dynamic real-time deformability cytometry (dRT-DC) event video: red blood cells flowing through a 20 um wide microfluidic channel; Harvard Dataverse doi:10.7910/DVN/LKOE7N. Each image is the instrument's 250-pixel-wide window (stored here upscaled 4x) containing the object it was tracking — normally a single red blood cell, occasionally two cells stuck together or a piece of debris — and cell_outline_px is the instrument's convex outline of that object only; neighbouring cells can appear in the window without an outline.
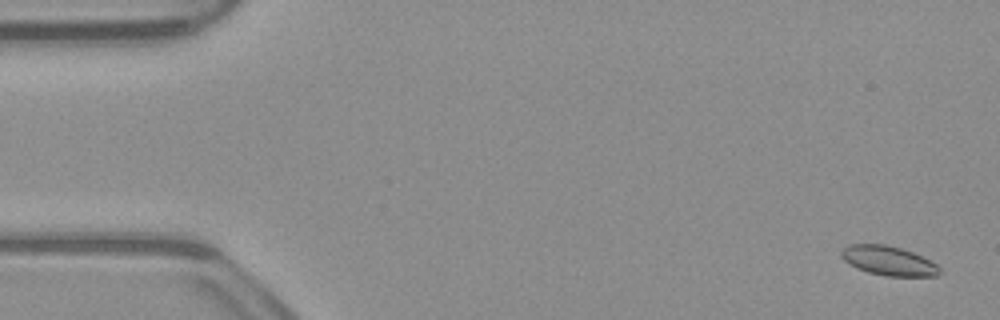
{"species": "common noctule bat (a hibernating species)", "species_latin": "Nyctalus noctula", "temperature_condition": "warm", "stored_images_in_passage": 53, "camera_frame_rate_fps": 3000, "um_per_image_px": 0.085, "animal": {"sex": "male", "body_mass_g": 23.1, "forearm_length_mm": 52.7}, "frame": {"image": 1, "passage_image": 2, "time_ms": 0.333, "image_size_px": [1000, 320], "cell_outline_px": [[940, 272], [936, 276], [888, 276], [868, 272], [856, 268], [848, 264], [840, 256], [840, 252], [848, 244], [884, 244], [900, 248], [912, 252], [936, 264], [940, 268]], "centroid_in_image_um": [75.47, 22.16], "position_along_channel_um": 9.5, "area_um2": 16.7}}
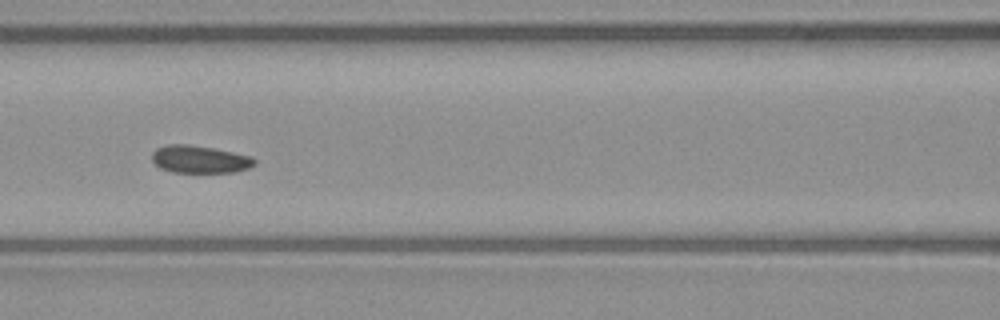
{"frame": {"image": 2, "passage_image": 23, "time_ms": 7.333, "image_size_px": [1000, 320], "cell_outline_px": [[256, 164], [248, 168], [236, 172], [172, 172], [160, 168], [152, 160], [152, 152], [156, 148], [168, 144], [188, 144], [212, 148], [252, 156], [256, 160]], "centroid_in_image_um": [16.98, 13.54], "position_along_channel_um": 149.6, "area_um2": 16.47}}
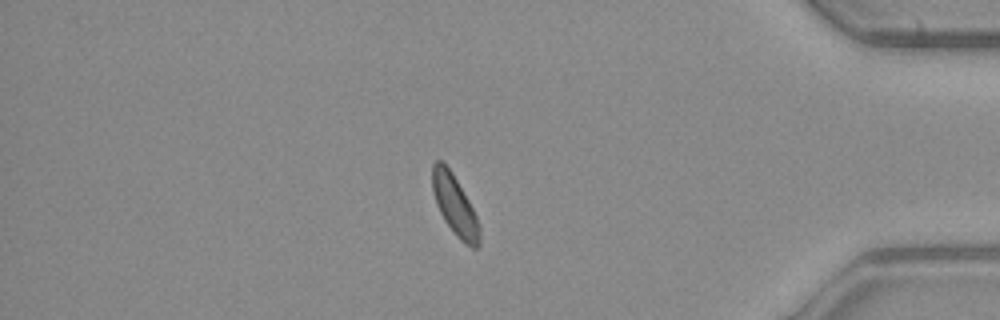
{"frame": {"image": 3, "passage_image": 45, "time_ms": 14.667, "image_size_px": [1000, 320], "cell_outline_px": [[480, 244], [476, 248], [472, 248], [460, 240], [456, 236], [444, 220], [436, 204], [432, 192], [432, 164], [436, 160], [440, 160], [452, 172], [468, 200], [476, 216], [480, 228]], "centroid_in_image_um": [38.64, 17.46], "position_along_channel_um": 396.6, "area_um2": 16.42}}